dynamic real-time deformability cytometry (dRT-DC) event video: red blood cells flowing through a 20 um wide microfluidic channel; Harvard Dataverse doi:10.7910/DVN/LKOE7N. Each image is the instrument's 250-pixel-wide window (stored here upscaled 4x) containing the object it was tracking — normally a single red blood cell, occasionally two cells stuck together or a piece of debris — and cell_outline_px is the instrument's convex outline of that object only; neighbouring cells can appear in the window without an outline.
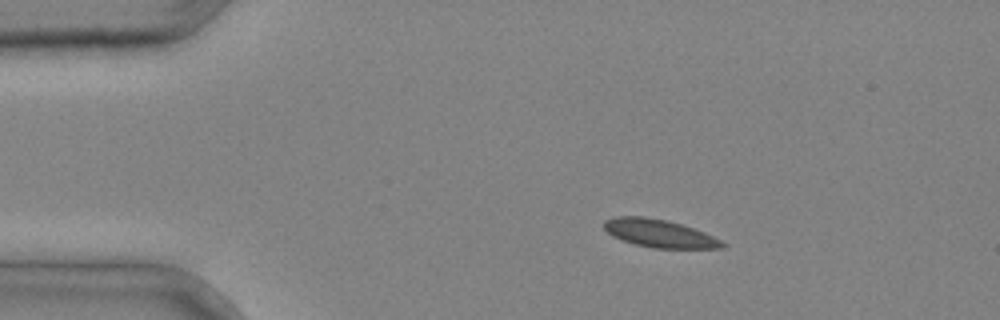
{"species": "common noctule bat (a hibernating species)", "species_latin": "Nyctalus noctula", "temperature_condition": "cold", "stored_images_in_passage": 2, "camera_frame_rate_fps": 3000, "um_per_image_px": 0.085, "animal": {"sex": "male", "body_mass_g": 20.4}, "frame": {"image": 1, "passage_image": 1, "time_ms": 0.0, "image_size_px": [1000, 320], "cell_outline_px": [[728, 244], [724, 248], [652, 248], [620, 240], [612, 236], [604, 228], [604, 220], [616, 216], [644, 216], [668, 220], [704, 232]], "centroid_in_image_um": [56.03, 19.83], "position_along_channel_um": 29.0, "area_um2": 19.25}}